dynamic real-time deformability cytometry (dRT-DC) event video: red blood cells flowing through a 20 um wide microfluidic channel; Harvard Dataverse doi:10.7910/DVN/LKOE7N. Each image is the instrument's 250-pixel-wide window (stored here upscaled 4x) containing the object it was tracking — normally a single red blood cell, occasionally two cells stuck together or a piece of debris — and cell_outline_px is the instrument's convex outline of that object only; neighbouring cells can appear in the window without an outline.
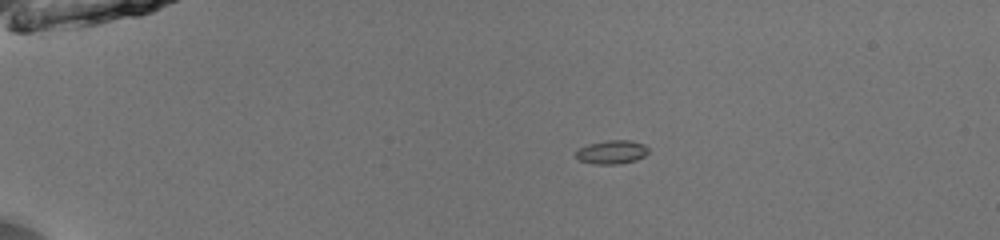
{"species": "common noctule bat (a hibernating species)", "species_latin": "Nyctalus noctula", "temperature_condition": "room temperature", "stored_images_in_passage": 41, "camera_frame_rate_fps": 3000, "um_per_image_px": 0.085, "animal": {"sex": "male", "body_mass_g": 13.0, "forearm_length_mm": 53.1}, "frame": {"image": 1, "passage_image": 1, "time_ms": 0.0, "image_size_px": [1000, 240], "cell_outline_px": [[648, 152], [644, 156], [636, 160], [620, 164], [592, 164], [580, 160], [576, 156], [576, 152], [580, 148], [588, 144], [608, 140], [632, 140], [644, 144], [648, 148]], "centroid_in_image_um": [52.03, 12.93], "position_along_channel_um": 33.0, "area_um2": 10.0}}
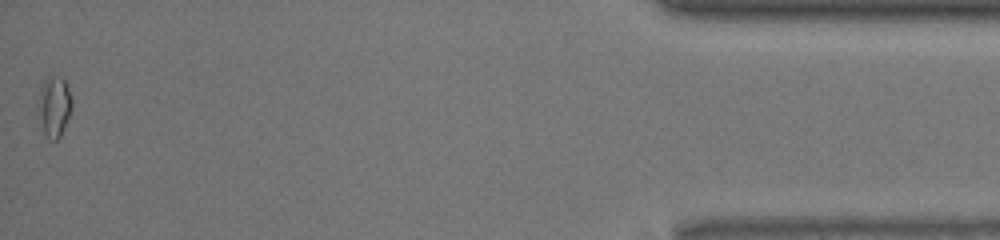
{"frame": {"image": 2, "passage_image": 41, "time_ms": 13.333, "image_size_px": [1000, 240], "cell_outline_px": [[72, 108], [64, 128], [60, 136], [56, 140], [44, 132], [44, 84], [52, 76], [60, 76], [64, 80], [68, 88], [72, 100]], "centroid_in_image_um": [4.79, 9.03], "position_along_channel_um": 430.4, "area_um2": 10.0}}